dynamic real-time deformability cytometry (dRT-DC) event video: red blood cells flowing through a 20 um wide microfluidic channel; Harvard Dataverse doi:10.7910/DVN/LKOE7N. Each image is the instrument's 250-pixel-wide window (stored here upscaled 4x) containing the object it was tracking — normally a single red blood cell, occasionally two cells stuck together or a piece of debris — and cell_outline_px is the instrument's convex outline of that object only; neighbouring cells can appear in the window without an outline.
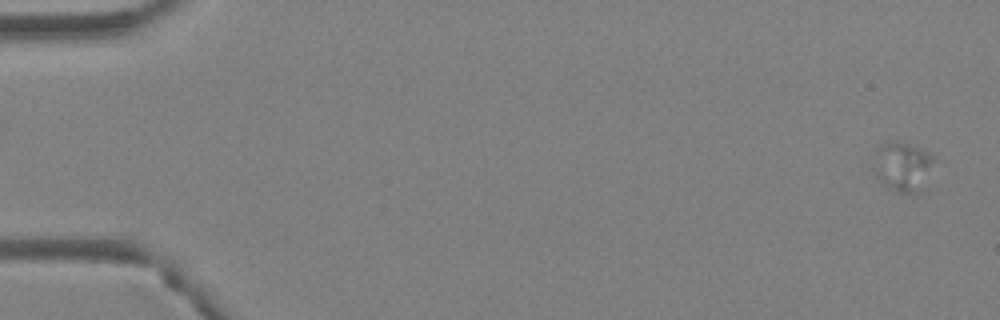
{"species": "Egyptian fruit bat (a non-hibernating species)", "species_latin": "Rousettus aegyptiacus", "temperature_condition": "warm", "stored_images_in_passage": 4, "camera_frame_rate_fps": 3000, "um_per_image_px": 0.085, "animal": {"sex": "female"}, "frame": {"image": 1, "passage_image": 1, "time_ms": 0.0, "image_size_px": [1000, 320], "cell_outline_px": [[932, 160], [920, 192], [916, 196], [896, 192], [888, 188], [876, 176], [876, 144], [896, 140], [908, 144], [928, 152], [932, 156]], "centroid_in_image_um": [76.68, 14.17], "position_along_channel_um": 8.3, "area_um2": 16.99}}
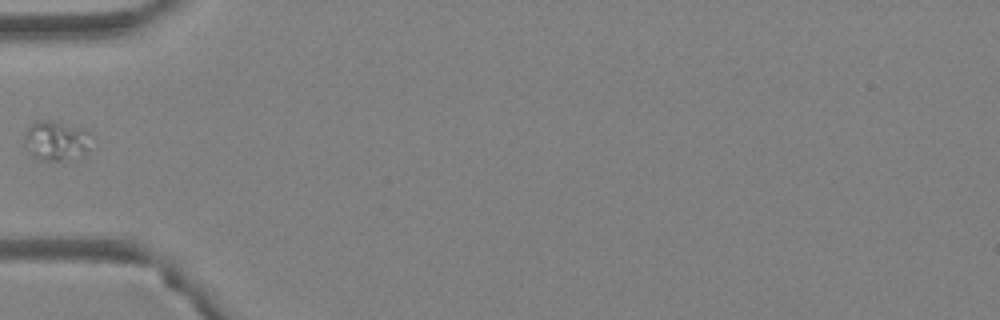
{"frame": {"image": 2, "passage_image": 4, "time_ms": 1.0, "image_size_px": [1000, 320], "cell_outline_px": [[92, 132], [84, 152], [60, 160], [44, 160], [32, 156], [24, 136], [28, 128], [32, 124], [40, 120], [48, 120]], "centroid_in_image_um": [4.73, 11.93], "position_along_channel_um": 80.3, "area_um2": 14.39}}